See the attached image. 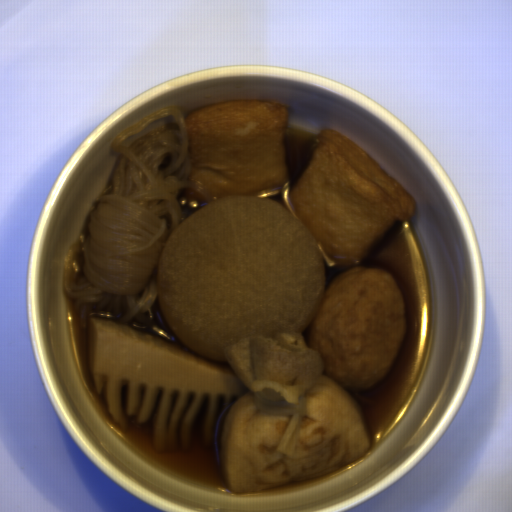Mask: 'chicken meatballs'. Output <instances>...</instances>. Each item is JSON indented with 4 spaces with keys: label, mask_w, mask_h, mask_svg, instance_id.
Returning <instances> with one entry per match:
<instances>
[{
    "label": "chicken meatballs",
    "mask_w": 512,
    "mask_h": 512,
    "mask_svg": "<svg viewBox=\"0 0 512 512\" xmlns=\"http://www.w3.org/2000/svg\"><path fill=\"white\" fill-rule=\"evenodd\" d=\"M407 318L402 292L383 269L349 268L325 289L306 338L321 375L348 392L367 390L392 368Z\"/></svg>",
    "instance_id": "obj_1"
}]
</instances>
